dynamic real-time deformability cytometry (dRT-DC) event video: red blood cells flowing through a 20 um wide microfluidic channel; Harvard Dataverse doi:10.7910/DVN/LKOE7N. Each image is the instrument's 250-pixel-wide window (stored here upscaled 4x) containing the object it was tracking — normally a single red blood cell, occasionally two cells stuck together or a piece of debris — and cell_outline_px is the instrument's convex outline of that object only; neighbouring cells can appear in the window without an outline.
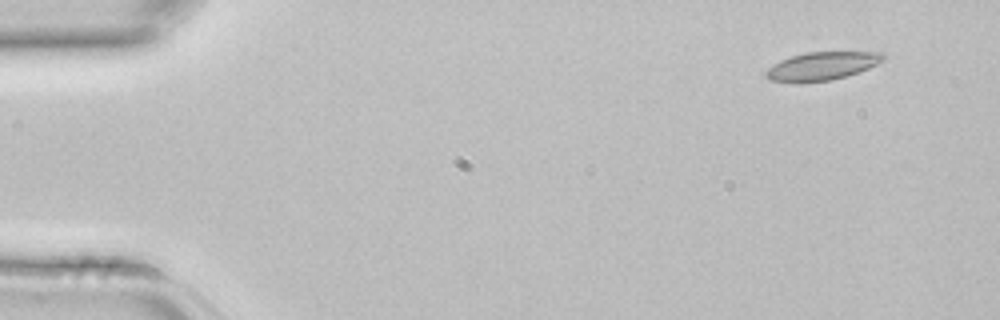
{"species": "common noctule bat (a hibernating species)", "species_latin": "Nyctalus noctula", "temperature_condition": "room temperature", "stored_images_in_passage": 3, "camera_frame_rate_fps": 3000, "um_per_image_px": 0.085, "animal": {"sex": "female", "body_mass_g": 22.7, "forearm_length_mm": 54.2}, "frame": {"image": 1, "passage_image": 1, "time_ms": 0.0, "image_size_px": [1000, 320], "cell_outline_px": [[884, 60], [868, 68], [832, 80], [804, 84], [792, 84], [768, 80], [764, 76], [764, 72], [768, 68], [780, 60], [792, 56], [808, 52], [884, 52]], "centroid_in_image_um": [69.77, 5.65], "position_along_channel_um": 15.2, "area_um2": 19.59}}
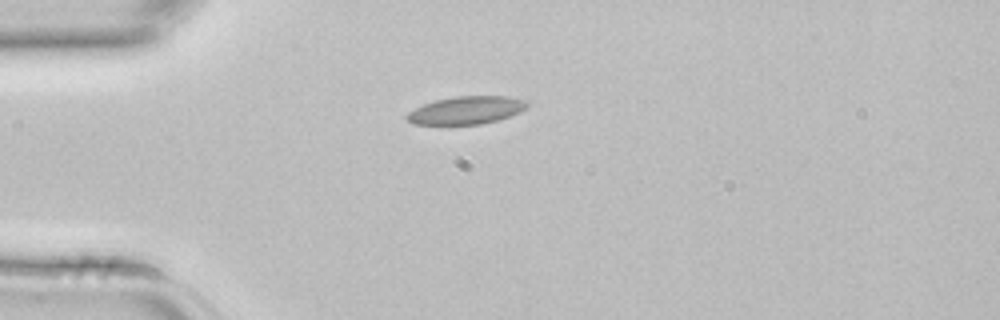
{"frame": {"image": 2, "passage_image": 3, "time_ms": 0.667, "image_size_px": [1000, 320], "cell_outline_px": [[528, 104], [520, 112], [496, 120], [480, 124], [412, 124], [404, 116], [408, 112], [424, 104], [436, 100], [456, 96], [508, 96], [528, 100]], "centroid_in_image_um": [39.63, 9.36], "position_along_channel_um": 45.4, "area_um2": 19.31}}